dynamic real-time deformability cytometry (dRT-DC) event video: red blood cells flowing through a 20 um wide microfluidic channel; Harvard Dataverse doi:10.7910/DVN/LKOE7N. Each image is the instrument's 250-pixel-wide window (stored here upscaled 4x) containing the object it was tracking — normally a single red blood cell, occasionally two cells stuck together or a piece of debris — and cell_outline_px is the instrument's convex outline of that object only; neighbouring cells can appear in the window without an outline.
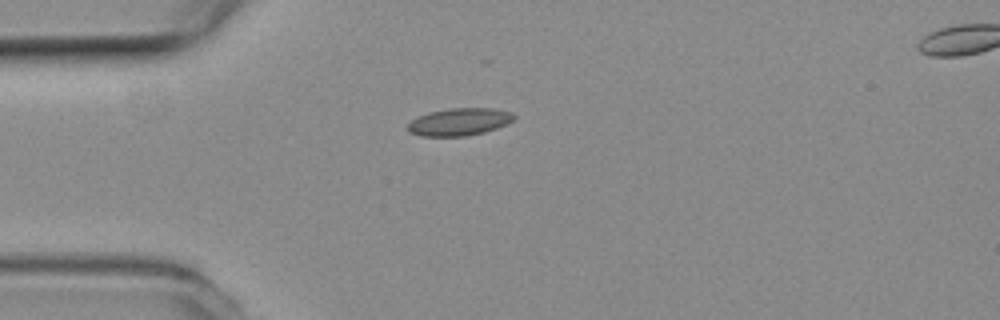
{"species": "common noctule bat (a hibernating species)", "species_latin": "Nyctalus noctula", "temperature_condition": "room temperature", "stored_images_in_passage": 2, "camera_frame_rate_fps": 3000, "um_per_image_px": 0.085, "animal": {"sex": "female", "body_mass_g": 19.3, "forearm_length_mm": 54.1}, "frame": {"image": 1, "passage_image": 1, "time_ms": 0.0, "image_size_px": [1000, 320], "cell_outline_px": [[516, 116], [508, 124], [484, 132], [464, 136], [420, 136], [408, 132], [408, 124], [412, 120], [428, 112], [448, 108], [492, 108], [512, 112]], "centroid_in_image_um": [39.05, 10.35], "position_along_channel_um": 46.0, "area_um2": 16.99}}